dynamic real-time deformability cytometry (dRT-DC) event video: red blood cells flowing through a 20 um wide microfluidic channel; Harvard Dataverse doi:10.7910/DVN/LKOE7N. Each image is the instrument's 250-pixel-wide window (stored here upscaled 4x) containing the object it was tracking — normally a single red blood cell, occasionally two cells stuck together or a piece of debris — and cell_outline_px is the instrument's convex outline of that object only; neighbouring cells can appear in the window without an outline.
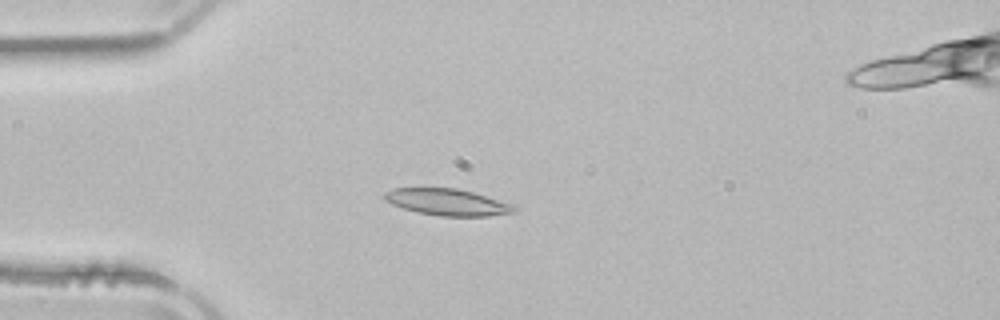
{"species": "common noctule bat (a hibernating species)", "species_latin": "Nyctalus noctula", "temperature_condition": "room temperature", "stored_images_in_passage": 52, "camera_frame_rate_fps": 3000, "um_per_image_px": 0.085, "animal": {"sex": "male", "body_mass_g": 21.5, "forearm_length_mm": 52.0}, "frame": {"image": 1, "passage_image": 13, "time_ms": 4.0, "image_size_px": [1000, 320], "cell_outline_px": [[520, 208], [516, 212], [488, 216], [440, 216], [416, 212], [392, 204], [384, 200], [380, 196], [384, 192], [392, 188], [456, 188], [472, 192], [516, 204]], "centroid_in_image_um": [38.05, 17.18], "position_along_channel_um": 46.9, "area_um2": 20.46}}
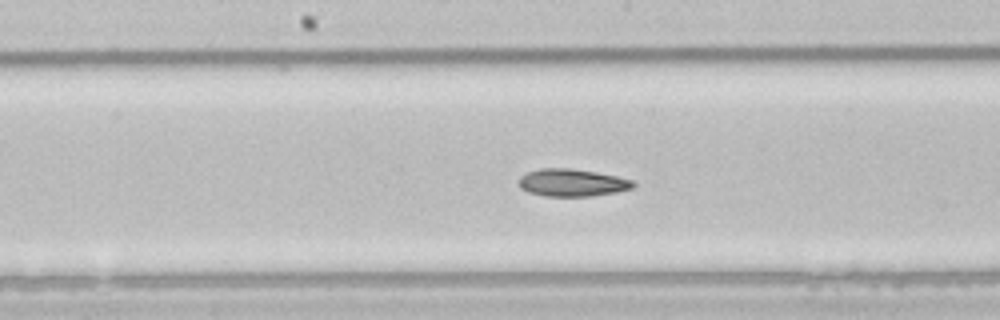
{"frame": {"image": 2, "passage_image": 26, "time_ms": 8.333, "image_size_px": [1000, 320], "cell_outline_px": [[636, 184], [632, 188], [616, 192], [592, 196], [544, 196], [528, 192], [520, 188], [516, 184], [516, 180], [520, 176], [528, 172], [540, 168], [568, 168], [596, 172], [616, 176], [632, 180]], "centroid_in_image_um": [48.57, 15.53], "position_along_channel_um": 199.6, "area_um2": 18.44}}
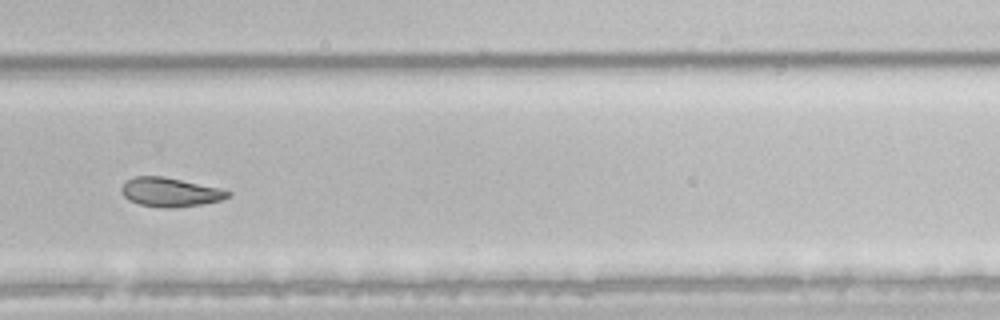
{"frame": {"image": 3, "passage_image": 35, "time_ms": 11.333, "image_size_px": [1000, 320], "cell_outline_px": [[232, 192], [228, 196], [220, 200], [200, 204], [172, 208], [168, 208], [140, 204], [128, 200], [120, 192], [120, 188], [128, 180], [136, 176], [160, 176], [180, 180], [216, 188]], "centroid_in_image_um": [14.39, 16.34], "position_along_channel_um": 315.4, "area_um2": 17.46}, "authors_computed_cell_mechanics": {"area_um2": 19.652, "velocity_mm_per_s": 3.8828, "shape_relaxation_time_tau1_ms": null, "shape_relaxation_time_tau2_ms": 7.7945, "deformation_change_tau1": null, "deformation_change_tau2": 0.1357}}